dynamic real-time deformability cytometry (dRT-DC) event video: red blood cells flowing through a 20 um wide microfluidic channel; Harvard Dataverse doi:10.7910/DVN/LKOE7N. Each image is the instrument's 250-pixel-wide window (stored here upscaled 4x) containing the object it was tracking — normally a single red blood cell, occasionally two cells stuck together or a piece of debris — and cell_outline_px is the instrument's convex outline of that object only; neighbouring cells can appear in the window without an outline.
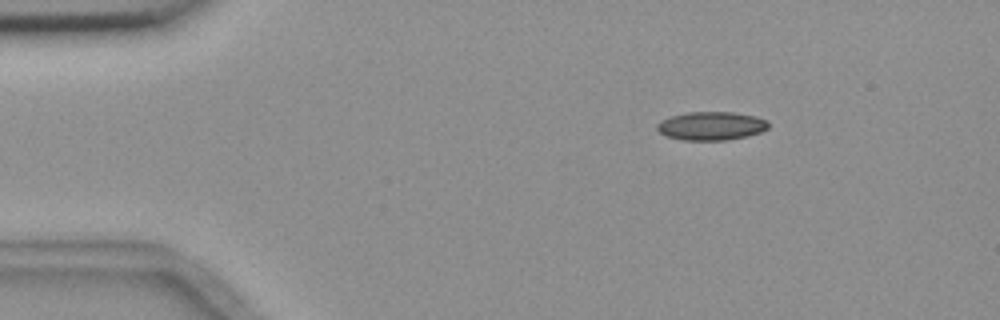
{"species": "common noctule bat (a hibernating species)", "species_latin": "Nyctalus noctula", "temperature_condition": "room temperature", "stored_images_in_passage": 6, "camera_frame_rate_fps": 3000, "um_per_image_px": 0.085, "animal": {"sex": "female", "body_mass_g": 18.4}, "frame": {"image": 1, "passage_image": 6, "time_ms": 6.667, "image_size_px": [1000, 320], "cell_outline_px": [[768, 128], [760, 132], [748, 136], [728, 140], [680, 140], [664, 136], [656, 128], [656, 124], [672, 116], [688, 112], [732, 112], [756, 116], [768, 120]], "centroid_in_image_um": [60.47, 10.71], "position_along_channel_um": 24.5, "area_um2": 18.55}}